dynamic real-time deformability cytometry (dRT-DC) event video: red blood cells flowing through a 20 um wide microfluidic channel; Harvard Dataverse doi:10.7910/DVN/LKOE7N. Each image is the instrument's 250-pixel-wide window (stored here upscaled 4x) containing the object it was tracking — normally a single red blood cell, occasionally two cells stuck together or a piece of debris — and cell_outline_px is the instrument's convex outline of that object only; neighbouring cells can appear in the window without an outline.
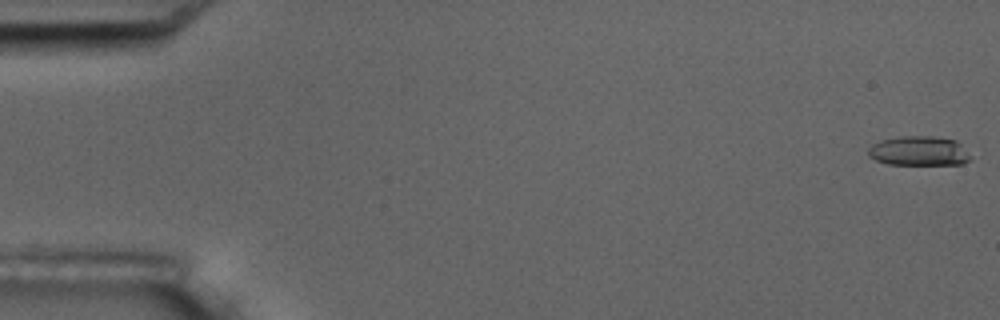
{"species": "common noctule bat (a hibernating species)", "species_latin": "Nyctalus noctula", "temperature_condition": "room temperature", "stored_images_in_passage": 6, "segment_of_instrument_passage": [1, 2], "camera_frame_rate_fps": 3000, "um_per_image_px": 0.085, "animal": {"sex": "male", "body_mass_g": 17.5, "forearm_length_mm": 52.3}, "frame": {"image": 1, "passage_image": 1, "time_ms": 0.0, "image_size_px": [1000, 320], "cell_outline_px": [[972, 160], [964, 164], [888, 164], [876, 160], [868, 156], [868, 148], [872, 144], [880, 140], [900, 136], [932, 136], [956, 140], [960, 144]], "centroid_in_image_um": [78.08, 12.83], "position_along_channel_um": 6.9, "area_um2": 17.57}}
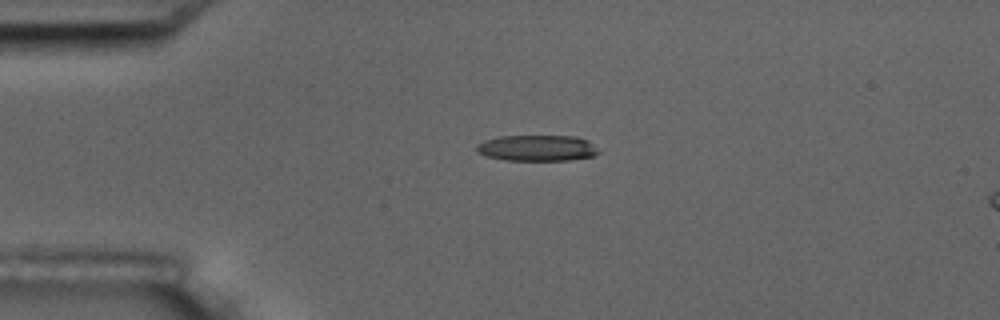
{"frame": {"image": 2, "passage_image": 4, "time_ms": 4.333, "image_size_px": [1000, 320], "cell_outline_px": [[600, 152], [592, 156], [568, 160], [504, 160], [488, 156], [476, 152], [476, 144], [484, 140], [500, 136], [576, 136], [588, 140]], "centroid_in_image_um": [45.63, 12.58], "position_along_channel_um": 39.4, "area_um2": 18.44}}